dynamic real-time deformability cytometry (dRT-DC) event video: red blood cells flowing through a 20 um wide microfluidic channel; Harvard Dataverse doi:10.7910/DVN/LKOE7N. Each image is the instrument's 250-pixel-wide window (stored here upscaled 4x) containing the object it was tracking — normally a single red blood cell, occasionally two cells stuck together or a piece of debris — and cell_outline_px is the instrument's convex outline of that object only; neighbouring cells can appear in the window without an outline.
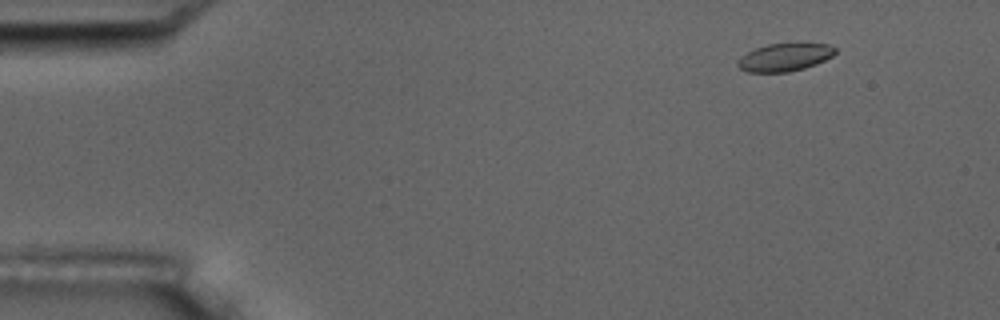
{"species": "common noctule bat (a hibernating species)", "species_latin": "Nyctalus noctula", "temperature_condition": "room temperature", "stored_images_in_passage": 5, "segment_of_instrument_passage": [2, 2], "camera_frame_rate_fps": 3000, "um_per_image_px": 0.085, "animal": {"sex": "male", "body_mass_g": 17.5, "forearm_length_mm": 52.3}, "frame": {"image": 1, "passage_image": 5, "time_ms": 5.667, "image_size_px": [1000, 320], "cell_outline_px": [[836, 52], [832, 56], [816, 64], [804, 68], [788, 72], [748, 72], [740, 68], [736, 64], [740, 56], [756, 48], [768, 44], [828, 44], [836, 48]], "centroid_in_image_um": [66.68, 4.88], "position_along_channel_um": 18.3, "area_um2": 15.61}}